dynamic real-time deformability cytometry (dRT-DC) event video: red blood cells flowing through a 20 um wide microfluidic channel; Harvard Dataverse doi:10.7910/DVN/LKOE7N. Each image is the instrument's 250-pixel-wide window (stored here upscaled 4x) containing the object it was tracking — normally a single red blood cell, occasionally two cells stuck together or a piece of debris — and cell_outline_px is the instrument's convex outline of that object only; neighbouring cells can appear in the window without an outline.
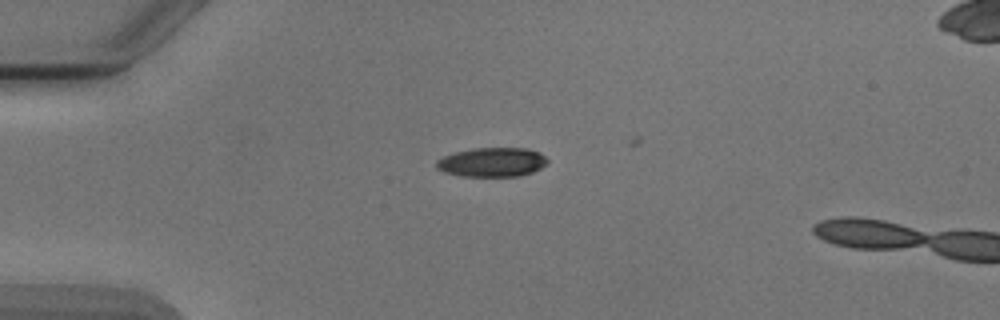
{"species": "Egyptian fruit bat (a non-hibernating species)", "species_latin": "Rousettus aegyptiacus", "temperature_condition": "cold", "stored_images_in_passage": 2, "camera_frame_rate_fps": 3000, "um_per_image_px": 0.085, "animal": {"sex": "male"}, "frame": {"image": 1, "passage_image": 1, "time_ms": 0.0, "image_size_px": [1000, 320], "cell_outline_px": [[548, 164], [532, 172], [520, 176], [464, 176], [444, 172], [436, 168], [436, 160], [444, 156], [456, 152], [476, 148], [528, 148], [540, 152], [548, 160]], "centroid_in_image_um": [41.85, 13.78], "position_along_channel_um": 43.1, "area_um2": 18.9}}